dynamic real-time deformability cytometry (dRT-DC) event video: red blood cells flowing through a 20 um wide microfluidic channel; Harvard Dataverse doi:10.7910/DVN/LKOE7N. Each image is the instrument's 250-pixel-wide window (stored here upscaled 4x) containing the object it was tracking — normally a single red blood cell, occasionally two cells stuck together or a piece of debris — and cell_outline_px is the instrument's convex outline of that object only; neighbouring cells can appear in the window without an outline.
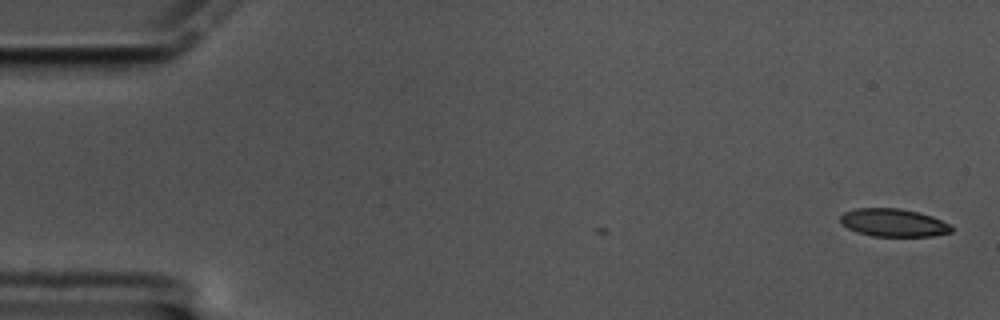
{"species": "common noctule bat (a hibernating species)", "species_latin": "Nyctalus noctula", "temperature_condition": "cold", "stored_images_in_passage": 4, "camera_frame_rate_fps": 3000, "um_per_image_px": 0.085, "animal": {"sex": "male", "body_mass_g": 17.5, "forearm_length_mm": 52.3}, "frame": {"image": 1, "passage_image": 4, "time_ms": 1.0, "image_size_px": [1000, 320], "cell_outline_px": [[952, 232], [932, 236], [872, 236], [856, 232], [840, 224], [840, 216], [844, 212], [856, 208], [900, 208], [920, 212], [932, 216], [948, 224], [952, 228]], "centroid_in_image_um": [75.91, 18.92], "position_along_channel_um": 9.1, "area_um2": 18.15}}